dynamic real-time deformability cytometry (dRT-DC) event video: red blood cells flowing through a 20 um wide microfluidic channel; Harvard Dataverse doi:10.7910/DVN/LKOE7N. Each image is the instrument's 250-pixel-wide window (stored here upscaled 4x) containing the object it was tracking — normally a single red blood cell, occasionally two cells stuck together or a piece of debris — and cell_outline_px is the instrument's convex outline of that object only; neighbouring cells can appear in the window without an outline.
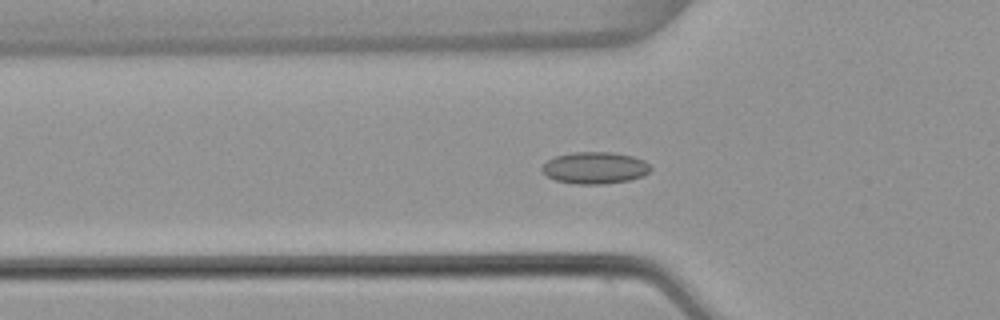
{"species": "common noctule bat (a hibernating species)", "species_latin": "Nyctalus noctula", "temperature_condition": "warm", "stored_images_in_passage": 53, "camera_frame_rate_fps": 3000, "um_per_image_px": 0.085, "animal": {"sex": "female", "body_mass_g": 22.7, "forearm_length_mm": 54.2}, "frame": {"image": 1, "passage_image": 18, "time_ms": 5.667, "image_size_px": [1000, 320], "cell_outline_px": [[652, 168], [644, 176], [628, 180], [604, 184], [572, 184], [556, 180], [548, 176], [540, 168], [548, 160], [556, 156], [572, 152], [612, 152], [632, 156], [644, 160]], "centroid_in_image_um": [50.57, 14.27], "position_along_channel_um": 75.2, "area_um2": 20.11}}
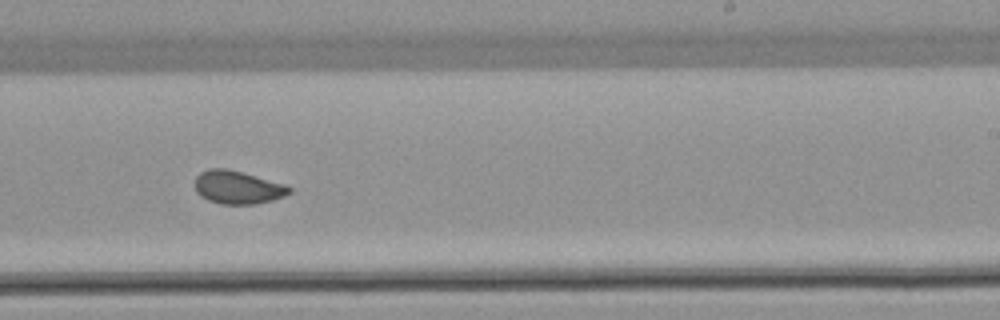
{"frame": {"image": 2, "passage_image": 33, "time_ms": 10.667, "image_size_px": [1000, 320], "cell_outline_px": [[292, 192], [284, 196], [272, 200], [256, 204], [220, 204], [208, 200], [200, 196], [196, 192], [196, 176], [200, 172], [208, 168], [228, 168], [288, 184], [292, 188]], "centroid_in_image_um": [20.23, 15.91], "position_along_channel_um": 268.8, "area_um2": 18.55}}
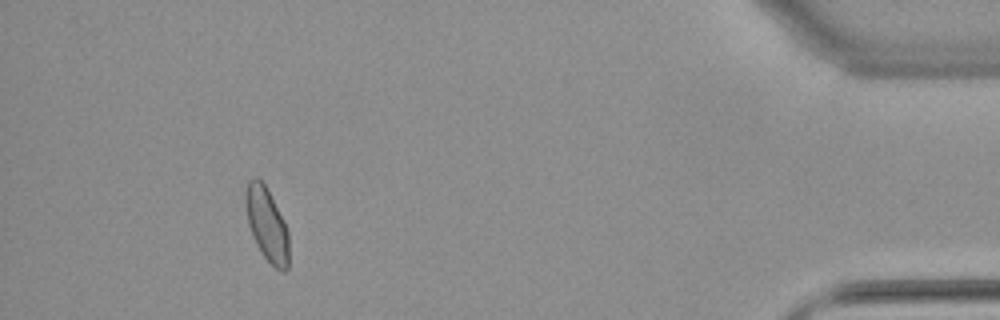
{"frame": {"image": 3, "passage_image": 49, "time_ms": 16.0, "image_size_px": [1000, 320], "cell_outline_px": [[288, 268], [284, 272], [280, 272], [264, 256], [256, 244], [252, 236], [248, 224], [244, 200], [244, 192], [248, 180], [252, 176], [256, 176], [264, 184], [284, 220], [288, 232]], "centroid_in_image_um": [22.65, 19.04], "position_along_channel_um": 412.5, "area_um2": 18.61}, "authors_computed_cell_mechanics": {"area_um2": 18.6694, "velocity_mm_per_s": 3.8713, "shape_relaxation_time_tau1_ms": null, "shape_relaxation_time_tau2_ms": 1.2451, "deformation_change_tau1": null, "deformation_change_tau2": 0.0602}}